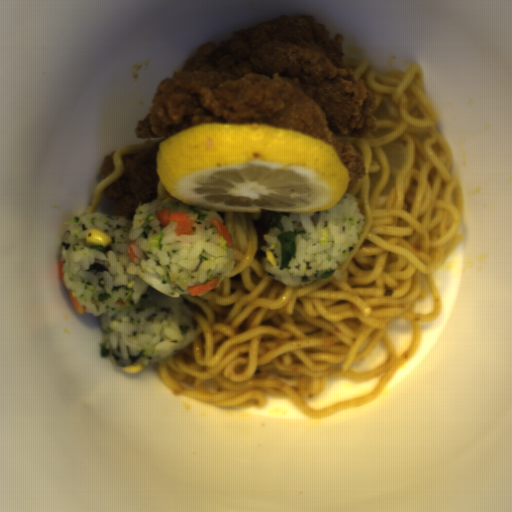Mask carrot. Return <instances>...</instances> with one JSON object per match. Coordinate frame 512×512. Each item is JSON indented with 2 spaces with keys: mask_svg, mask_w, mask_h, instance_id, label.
Listing matches in <instances>:
<instances>
[{
  "mask_svg": "<svg viewBox=\"0 0 512 512\" xmlns=\"http://www.w3.org/2000/svg\"><path fill=\"white\" fill-rule=\"evenodd\" d=\"M155 216L160 227H166L171 222H175L174 232L177 235L191 236L194 234V220L188 217L189 211L170 210L169 207L155 210Z\"/></svg>",
  "mask_w": 512,
  "mask_h": 512,
  "instance_id": "carrot-1",
  "label": "carrot"
},
{
  "mask_svg": "<svg viewBox=\"0 0 512 512\" xmlns=\"http://www.w3.org/2000/svg\"><path fill=\"white\" fill-rule=\"evenodd\" d=\"M218 281H219L218 277H215L212 280L205 282L203 284L188 286L187 291H188L189 295L199 296L205 292H208V291L216 288L218 285Z\"/></svg>",
  "mask_w": 512,
  "mask_h": 512,
  "instance_id": "carrot-2",
  "label": "carrot"
},
{
  "mask_svg": "<svg viewBox=\"0 0 512 512\" xmlns=\"http://www.w3.org/2000/svg\"><path fill=\"white\" fill-rule=\"evenodd\" d=\"M209 222L214 225L218 235L226 241L227 247L231 248L233 246V238L225 224L216 218L209 219Z\"/></svg>",
  "mask_w": 512,
  "mask_h": 512,
  "instance_id": "carrot-3",
  "label": "carrot"
},
{
  "mask_svg": "<svg viewBox=\"0 0 512 512\" xmlns=\"http://www.w3.org/2000/svg\"><path fill=\"white\" fill-rule=\"evenodd\" d=\"M68 297L73 305V310L75 312H77L78 314H83L86 312L87 308L83 305H81L74 297V294L71 292V293H68Z\"/></svg>",
  "mask_w": 512,
  "mask_h": 512,
  "instance_id": "carrot-4",
  "label": "carrot"
},
{
  "mask_svg": "<svg viewBox=\"0 0 512 512\" xmlns=\"http://www.w3.org/2000/svg\"><path fill=\"white\" fill-rule=\"evenodd\" d=\"M136 243H137V241H135V240L130 242L128 245V248H127L130 262H133V263L135 262L136 259H138L136 254L133 251V247L136 245Z\"/></svg>",
  "mask_w": 512,
  "mask_h": 512,
  "instance_id": "carrot-5",
  "label": "carrot"
},
{
  "mask_svg": "<svg viewBox=\"0 0 512 512\" xmlns=\"http://www.w3.org/2000/svg\"><path fill=\"white\" fill-rule=\"evenodd\" d=\"M58 268H59V275H60L61 283L63 285V284H65L64 274H63L64 262H62V261L58 262Z\"/></svg>",
  "mask_w": 512,
  "mask_h": 512,
  "instance_id": "carrot-6",
  "label": "carrot"
}]
</instances>
